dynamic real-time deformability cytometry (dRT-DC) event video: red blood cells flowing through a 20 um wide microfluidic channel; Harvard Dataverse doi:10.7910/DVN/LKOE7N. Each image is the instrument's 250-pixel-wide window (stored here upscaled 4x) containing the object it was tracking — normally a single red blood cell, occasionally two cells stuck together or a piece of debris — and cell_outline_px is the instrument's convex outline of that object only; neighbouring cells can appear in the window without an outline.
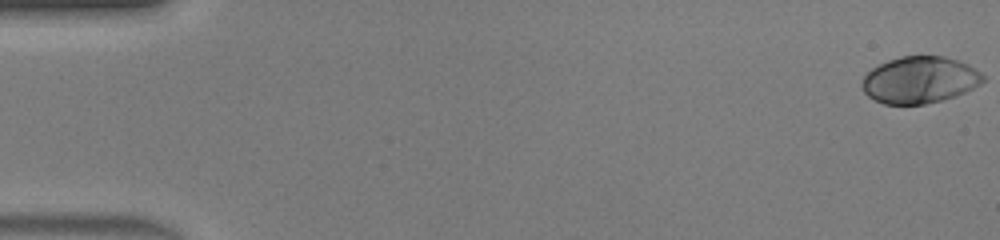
{"species": "human", "species_latin": "Homo sapiens", "temperature_condition": "warm", "stored_images_in_passage": 47, "camera_frame_rate_fps": 3000, "um_per_image_px": 0.085, "donor": {"sex": "male"}, "frame": {"image": 1, "passage_image": 1, "time_ms": 0.0, "image_size_px": [1000, 240], "cell_outline_px": [[984, 80], [980, 84], [956, 96], [924, 104], [884, 104], [868, 96], [864, 92], [860, 84], [864, 76], [872, 68], [888, 60], [900, 56], [944, 56], [968, 64], [980, 72], [984, 76]], "centroid_in_image_um": [78.15, 6.79], "position_along_channel_um": 6.8, "area_um2": 32.83}}
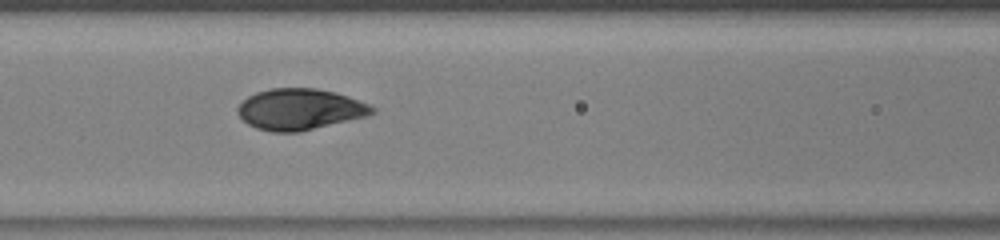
{"frame": {"image": 2, "passage_image": 21, "time_ms": 6.667, "image_size_px": [1000, 240], "cell_outline_px": [[376, 112], [368, 116], [300, 132], [272, 132], [256, 128], [248, 124], [236, 112], [236, 108], [248, 96], [256, 92], [272, 88], [316, 88], [336, 92], [348, 96], [368, 104], [376, 108]], "centroid_in_image_um": [25.5, 9.29], "position_along_channel_um": 141.1, "area_um2": 32.37}}
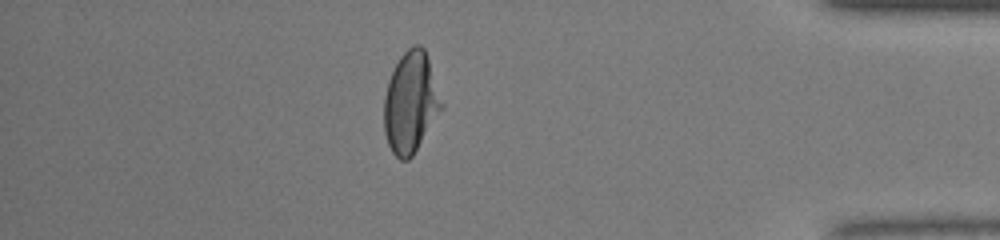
{"frame": {"image": 3, "passage_image": 41, "time_ms": 13.333, "image_size_px": [1000, 240], "cell_outline_px": [[444, 108], [412, 156], [408, 160], [400, 160], [392, 152], [388, 144], [384, 132], [384, 96], [388, 80], [400, 56], [408, 48], [416, 44], [420, 44], [424, 48], [444, 104]], "centroid_in_image_um": [34.91, 8.73], "position_along_channel_um": 400.3, "area_um2": 33.93}, "authors_computed_cell_mechanics": {"area_um2": 32.8304, "velocity_mm_per_s": 4.4573, "shape_relaxation_time_tau1_ms": 2.9502, "shape_relaxation_time_tau2_ms": null, "deformation_change_tau1": 0.1862, "deformation_change_tau2": null}}